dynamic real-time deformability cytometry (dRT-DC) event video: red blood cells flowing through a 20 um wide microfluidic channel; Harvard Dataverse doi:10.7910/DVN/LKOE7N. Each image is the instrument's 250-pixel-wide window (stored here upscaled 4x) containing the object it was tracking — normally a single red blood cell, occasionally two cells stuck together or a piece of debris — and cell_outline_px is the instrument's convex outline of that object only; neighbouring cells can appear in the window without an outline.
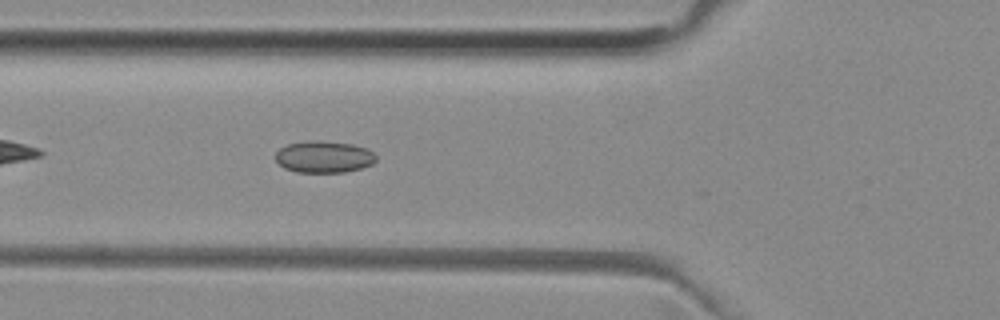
{"species": "common noctule bat (a hibernating species)", "species_latin": "Nyctalus noctula", "temperature_condition": "room temperature", "stored_images_in_passage": 11, "camera_frame_rate_fps": 3000, "um_per_image_px": 0.085, "animal": {"sex": "female", "body_mass_g": 29.2, "forearm_length_mm": 56.3}, "frame": {"image": 1, "passage_image": 6, "time_ms": 1.667, "image_size_px": [1000, 320], "cell_outline_px": [[376, 160], [372, 164], [360, 168], [344, 172], [296, 172], [284, 168], [276, 160], [276, 152], [280, 148], [288, 144], [352, 144], [364, 148], [372, 152], [376, 156]], "centroid_in_image_um": [27.54, 13.4], "position_along_channel_um": 98.3, "area_um2": 17.46}}
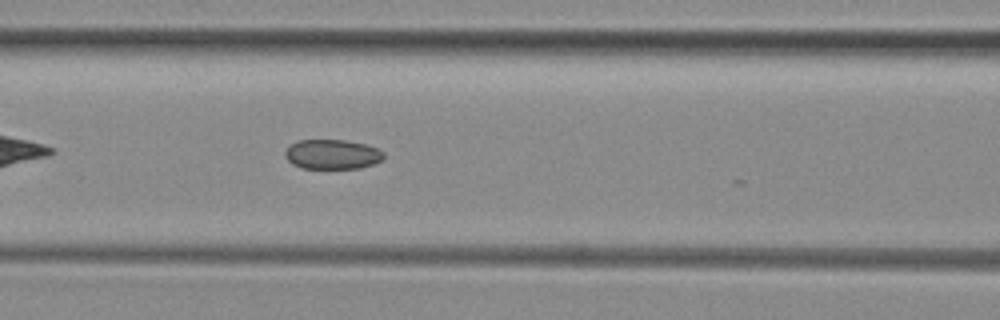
{"frame": {"image": 2, "passage_image": 9, "time_ms": 2.667, "image_size_px": [1000, 320], "cell_outline_px": [[384, 156], [380, 160], [372, 164], [360, 168], [300, 168], [292, 164], [284, 156], [284, 152], [292, 144], [300, 140], [344, 140], [364, 144], [376, 148], [384, 152]], "centroid_in_image_um": [28.21, 13.12], "position_along_channel_um": 138.4, "area_um2": 16.88}}